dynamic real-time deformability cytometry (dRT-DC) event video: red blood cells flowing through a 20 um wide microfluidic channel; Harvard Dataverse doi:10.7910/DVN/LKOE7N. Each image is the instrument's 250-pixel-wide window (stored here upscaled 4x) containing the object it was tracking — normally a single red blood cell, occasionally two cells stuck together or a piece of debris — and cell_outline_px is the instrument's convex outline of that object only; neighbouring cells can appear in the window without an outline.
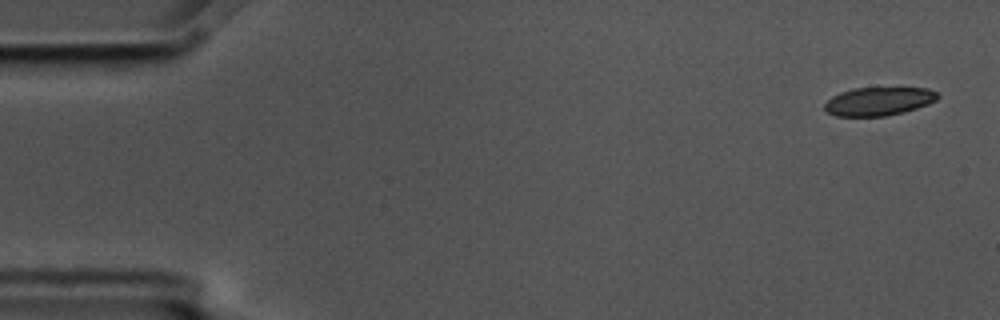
{"species": "common noctule bat (a hibernating species)", "species_latin": "Nyctalus noctula", "temperature_condition": "cold", "stored_images_in_passage": 5, "camera_frame_rate_fps": 3000, "um_per_image_px": 0.085, "animal": {"sex": "male", "body_mass_g": 17.5, "forearm_length_mm": 52.3}, "frame": {"image": 1, "passage_image": 1, "time_ms": 0.0, "image_size_px": [1000, 320], "cell_outline_px": [[940, 96], [936, 100], [928, 104], [904, 112], [884, 116], [836, 116], [828, 112], [824, 108], [824, 104], [832, 96], [840, 92], [852, 88], [928, 88], [936, 92]], "centroid_in_image_um": [74.68, 8.61], "position_along_channel_um": 10.3, "area_um2": 18.67}}
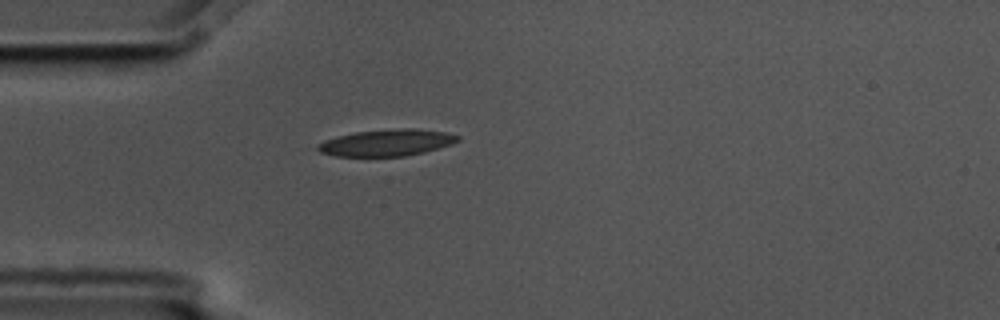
{"frame": {"image": 2, "passage_image": 5, "time_ms": 1.333, "image_size_px": [1000, 320], "cell_outline_px": [[460, 140], [452, 144], [424, 152], [404, 156], [336, 156], [320, 152], [316, 148], [324, 140], [356, 132], [404, 128], [416, 128], [444, 132], [460, 136]], "centroid_in_image_um": [32.91, 12.13], "position_along_channel_um": 52.1, "area_um2": 21.44}}